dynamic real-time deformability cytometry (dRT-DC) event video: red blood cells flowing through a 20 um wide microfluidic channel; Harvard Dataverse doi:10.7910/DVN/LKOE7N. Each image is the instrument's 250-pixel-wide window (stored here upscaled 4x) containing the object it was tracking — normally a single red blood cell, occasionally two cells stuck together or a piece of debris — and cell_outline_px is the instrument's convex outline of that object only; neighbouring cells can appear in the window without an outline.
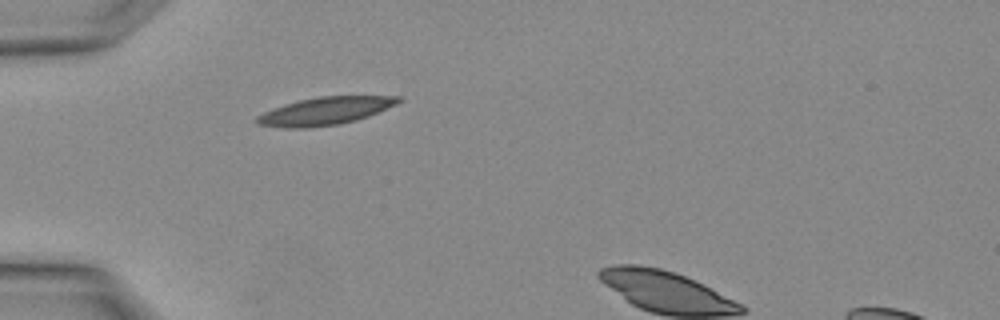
{"species": "Egyptian fruit bat (a non-hibernating species)", "species_latin": "Rousettus aegyptiacus", "temperature_condition": "warm", "stored_images_in_passage": 3, "camera_frame_rate_fps": 3000, "um_per_image_px": 0.085, "animal": {"sex": "female"}, "frame": {"image": 1, "passage_image": 2, "time_ms": 0.333, "image_size_px": [1000, 320], "cell_outline_px": [[404, 100], [396, 104], [368, 116], [356, 120], [340, 124], [308, 128], [284, 128], [260, 124], [256, 120], [256, 116], [264, 112], [284, 104], [316, 96], [400, 96]], "centroid_in_image_um": [27.65, 9.43], "position_along_channel_um": 57.3, "area_um2": 22.77}}